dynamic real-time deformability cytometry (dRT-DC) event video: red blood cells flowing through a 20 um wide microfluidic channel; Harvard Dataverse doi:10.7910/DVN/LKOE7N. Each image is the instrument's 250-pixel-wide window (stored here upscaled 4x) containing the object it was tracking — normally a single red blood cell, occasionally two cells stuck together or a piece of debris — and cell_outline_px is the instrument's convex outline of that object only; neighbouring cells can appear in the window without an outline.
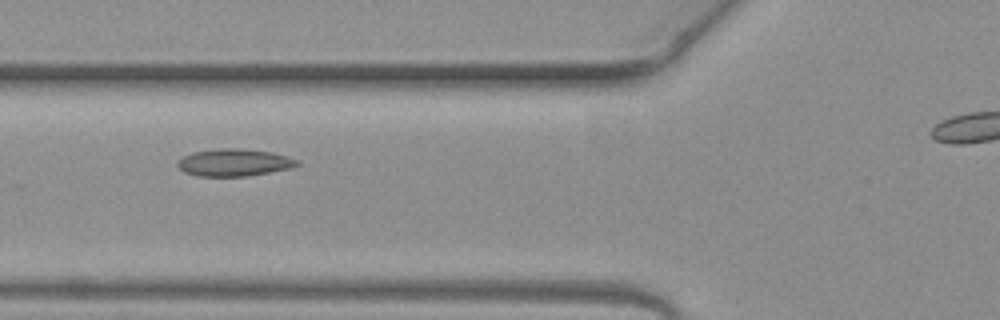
{"species": "common noctule bat (a hibernating species)", "species_latin": "Nyctalus noctula", "temperature_condition": "warm", "stored_images_in_passage": 5, "segment_of_instrument_passage": [1, 2], "camera_frame_rate_fps": 3000, "um_per_image_px": 0.085, "animal": {"sex": "female", "body_mass_g": 19.3, "forearm_length_mm": 54.1}, "frame": {"image": 1, "passage_image": 3, "time_ms": 0.667, "image_size_px": [1000, 320], "cell_outline_px": [[300, 164], [288, 168], [248, 176], [196, 176], [184, 172], [176, 164], [184, 156], [192, 152], [220, 148], [240, 148], [272, 152], [288, 156], [300, 160]], "centroid_in_image_um": [19.91, 13.81], "position_along_channel_um": 105.9, "area_um2": 18.96}}
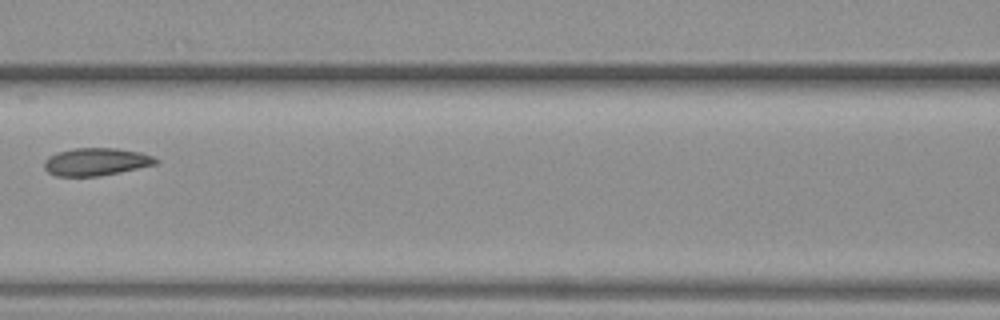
{"frame": {"image": 2, "passage_image": 4, "time_ms": 1.0, "image_size_px": [1000, 320], "cell_outline_px": [[160, 160], [156, 164], [120, 172], [100, 176], [56, 176], [48, 172], [44, 168], [44, 160], [48, 156], [56, 152], [76, 148], [116, 148], [140, 152], [152, 156]], "centroid_in_image_um": [8.15, 13.75], "position_along_channel_um": 158.5, "area_um2": 18.03}}